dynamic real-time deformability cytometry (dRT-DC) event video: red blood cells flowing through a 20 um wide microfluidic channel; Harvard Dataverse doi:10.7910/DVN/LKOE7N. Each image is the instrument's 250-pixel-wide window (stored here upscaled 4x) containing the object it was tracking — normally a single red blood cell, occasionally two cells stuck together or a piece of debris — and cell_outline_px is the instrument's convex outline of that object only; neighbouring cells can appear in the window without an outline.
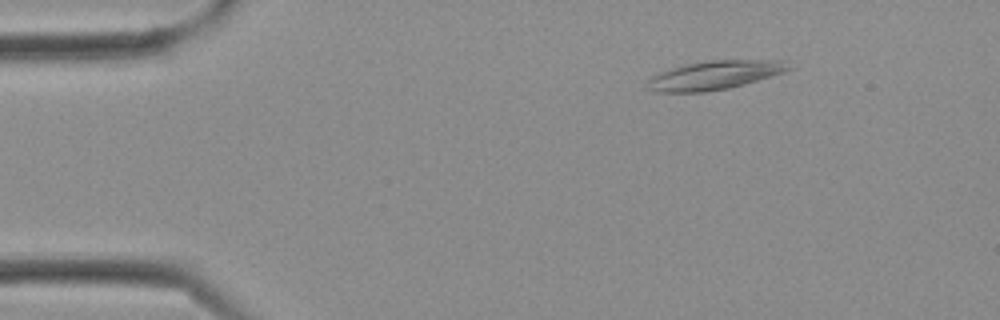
{"species": "Egyptian fruit bat (a non-hibernating species)", "species_latin": "Rousettus aegyptiacus", "temperature_condition": "cold", "stored_images_in_passage": 16, "camera_frame_rate_fps": 3000, "um_per_image_px": 0.085, "frame": {"image": 1, "passage_image": 4, "time_ms": 1.0, "image_size_px": [1000, 320], "cell_outline_px": [[796, 68], [784, 72], [744, 84], [728, 88], [704, 92], [656, 92], [648, 88], [648, 80], [652, 76], [660, 72], [672, 68], [688, 64], [712, 60], [788, 60]], "centroid_in_image_um": [60.83, 6.38], "position_along_channel_um": 24.2, "area_um2": 23.64}}
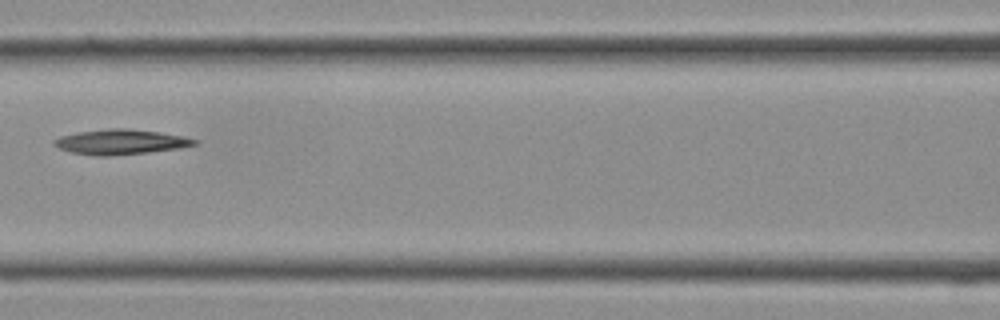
{"frame": {"image": 2, "passage_image": 13, "time_ms": 4.0, "image_size_px": [1000, 320], "cell_outline_px": [[200, 144], [180, 148], [148, 152], [112, 156], [96, 156], [72, 152], [60, 148], [52, 144], [52, 140], [60, 136], [76, 132], [112, 128], [124, 128], [160, 132], [184, 136], [200, 140]], "centroid_in_image_um": [10.29, 12.06], "position_along_channel_um": 156.3, "area_um2": 20.63}}
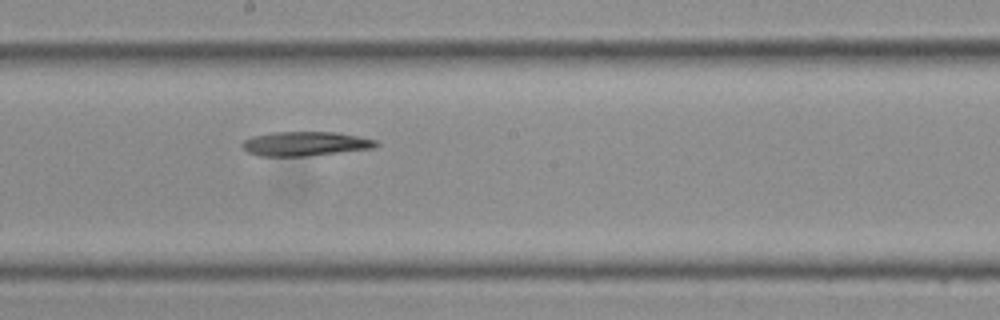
{"frame": {"image": 3, "passage_image": 16, "time_ms": 5.0, "image_size_px": [1000, 320], "cell_outline_px": [[380, 144], [372, 148], [308, 156], [260, 156], [248, 152], [240, 144], [244, 140], [252, 136], [272, 132], [336, 132], [376, 140]], "centroid_in_image_um": [25.91, 12.21], "position_along_channel_um": 222.3, "area_um2": 18.84}}